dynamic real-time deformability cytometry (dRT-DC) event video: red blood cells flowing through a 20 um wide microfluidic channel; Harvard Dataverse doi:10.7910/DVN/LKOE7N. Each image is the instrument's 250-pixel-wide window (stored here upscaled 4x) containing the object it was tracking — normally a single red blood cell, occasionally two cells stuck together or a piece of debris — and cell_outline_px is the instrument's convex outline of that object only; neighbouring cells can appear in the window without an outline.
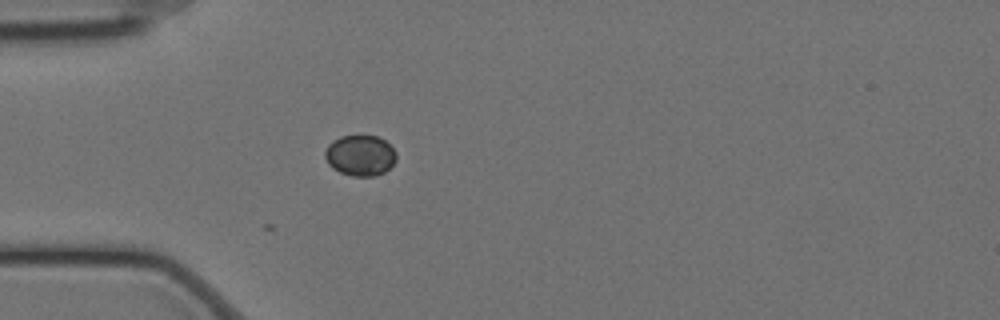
{"species": "Egyptian fruit bat (a non-hibernating species)", "species_latin": "Rousettus aegyptiacus", "temperature_condition": "cold", "stored_images_in_passage": 2, "camera_frame_rate_fps": 3000, "um_per_image_px": 0.085, "animal": {"sex": "female"}, "frame": {"image": 1, "passage_image": 2, "time_ms": 0.333, "image_size_px": [1000, 320], "cell_outline_px": [[396, 160], [384, 172], [376, 176], [352, 176], [340, 172], [332, 168], [328, 164], [324, 156], [324, 152], [328, 144], [332, 140], [340, 136], [376, 136], [384, 140], [396, 152]], "centroid_in_image_um": [30.58, 13.21], "position_along_channel_um": 54.4, "area_um2": 16.94}}